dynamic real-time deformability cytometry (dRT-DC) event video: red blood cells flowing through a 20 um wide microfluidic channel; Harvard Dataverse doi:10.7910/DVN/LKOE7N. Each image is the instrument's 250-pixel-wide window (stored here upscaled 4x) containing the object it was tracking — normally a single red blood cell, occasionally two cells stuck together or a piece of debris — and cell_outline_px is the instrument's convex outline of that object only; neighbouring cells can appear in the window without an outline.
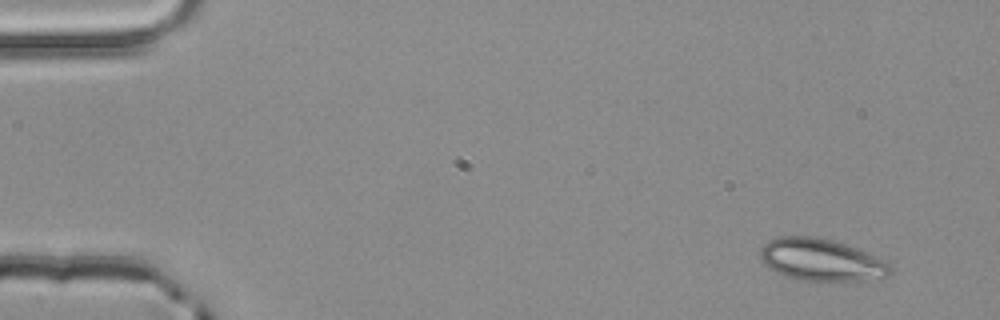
{"species": "common noctule bat (a hibernating species)", "species_latin": "Nyctalus noctula", "temperature_condition": "room temperature", "stored_images_in_passage": 4, "camera_frame_rate_fps": 3000, "um_per_image_px": 0.085, "animal": {"sex": "male", "body_mass_g": 20.4}, "frame": {"image": 1, "passage_image": 1, "time_ms": 0.0, "image_size_px": [1000, 320], "cell_outline_px": [[892, 272], [884, 280], [868, 284], [804, 280], [784, 276], [768, 268], [760, 260], [760, 248], [764, 244], [780, 236], [816, 236], [832, 240], [880, 256], [892, 264]], "centroid_in_image_um": [69.96, 22.16], "position_along_channel_um": 15.0, "area_um2": 33.52}}